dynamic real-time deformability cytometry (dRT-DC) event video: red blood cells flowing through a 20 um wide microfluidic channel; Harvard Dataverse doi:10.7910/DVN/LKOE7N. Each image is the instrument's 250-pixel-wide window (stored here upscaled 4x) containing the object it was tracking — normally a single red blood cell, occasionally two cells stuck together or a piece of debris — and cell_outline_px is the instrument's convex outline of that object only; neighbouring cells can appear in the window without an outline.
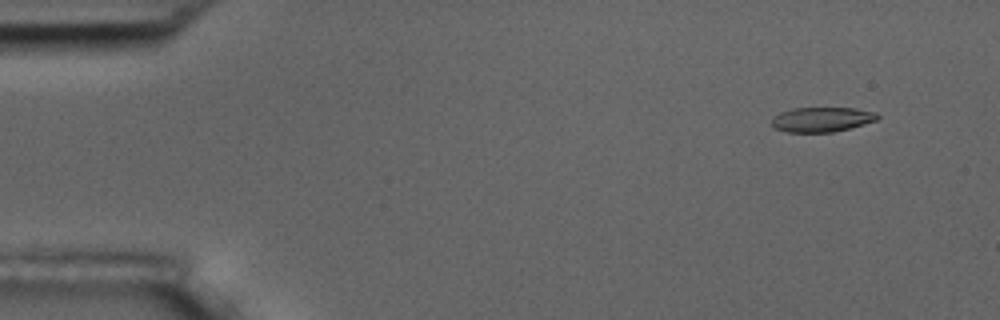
{"species": "common noctule bat (a hibernating species)", "species_latin": "Nyctalus noctula", "temperature_condition": "room temperature", "stored_images_in_passage": 6, "camera_frame_rate_fps": 3000, "um_per_image_px": 0.085, "animal": {"sex": "male", "body_mass_g": 17.5, "forearm_length_mm": 52.3}, "frame": {"image": 1, "passage_image": 2, "time_ms": 1.0, "image_size_px": [1000, 320], "cell_outline_px": [[880, 116], [876, 120], [864, 124], [832, 132], [788, 132], [776, 128], [772, 124], [772, 120], [780, 112], [792, 108], [856, 108], [876, 112]], "centroid_in_image_um": [69.88, 10.14], "position_along_channel_um": 15.1, "area_um2": 15.09}}
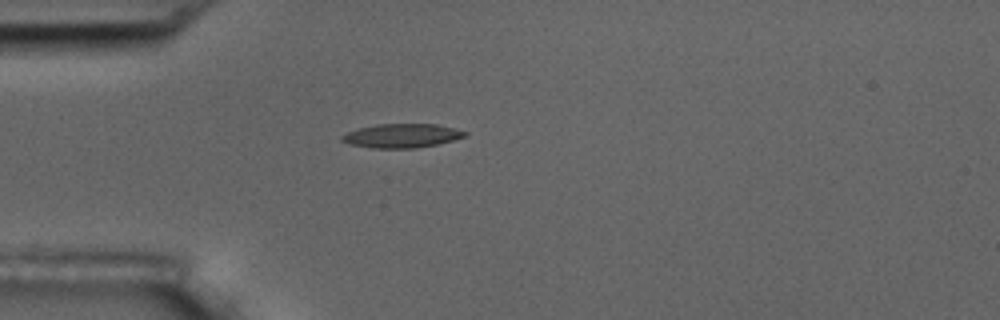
{"frame": {"image": 2, "passage_image": 5, "time_ms": 4.667, "image_size_px": [1000, 320], "cell_outline_px": [[468, 132], [464, 136], [452, 140], [436, 144], [416, 148], [372, 148], [348, 144], [340, 140], [340, 136], [348, 132], [360, 128], [376, 124], [436, 124]], "centroid_in_image_um": [34.09, 11.54], "position_along_channel_um": 50.9, "area_um2": 16.99}}